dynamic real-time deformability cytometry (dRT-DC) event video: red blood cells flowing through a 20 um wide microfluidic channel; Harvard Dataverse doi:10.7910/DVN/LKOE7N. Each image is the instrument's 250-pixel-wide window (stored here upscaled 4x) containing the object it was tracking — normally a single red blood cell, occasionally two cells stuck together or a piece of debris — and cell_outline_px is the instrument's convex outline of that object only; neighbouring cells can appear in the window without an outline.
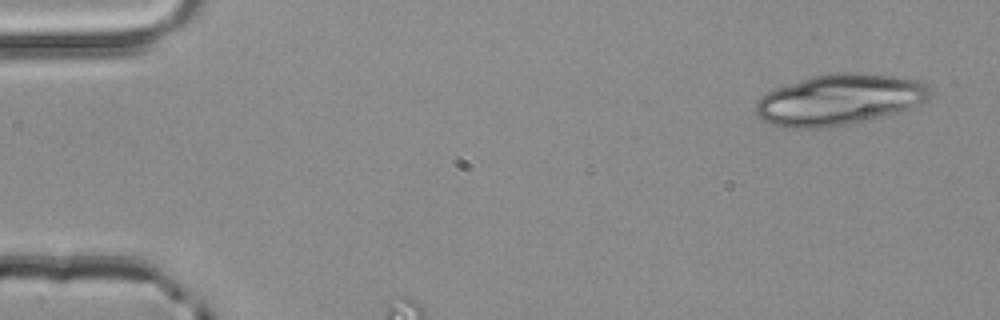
{"species": "common noctule bat (a hibernating species)", "species_latin": "Nyctalus noctula", "temperature_condition": "room temperature", "stored_images_in_passage": 3, "camera_frame_rate_fps": 3000, "um_per_image_px": 0.085, "animal": {"sex": "male", "body_mass_g": 20.4}, "frame": {"image": 1, "passage_image": 1, "time_ms": 0.0, "image_size_px": [1000, 320], "cell_outline_px": [[932, 92], [924, 100], [904, 108], [892, 112], [864, 120], [848, 124], [824, 128], [784, 128], [772, 124], [764, 120], [756, 112], [756, 100], [768, 92], [776, 88], [816, 76], [840, 72], [844, 72], [892, 76], [920, 80], [928, 84], [932, 88]], "centroid_in_image_um": [71.3, 8.47], "position_along_channel_um": 13.7, "area_um2": 50.4}}